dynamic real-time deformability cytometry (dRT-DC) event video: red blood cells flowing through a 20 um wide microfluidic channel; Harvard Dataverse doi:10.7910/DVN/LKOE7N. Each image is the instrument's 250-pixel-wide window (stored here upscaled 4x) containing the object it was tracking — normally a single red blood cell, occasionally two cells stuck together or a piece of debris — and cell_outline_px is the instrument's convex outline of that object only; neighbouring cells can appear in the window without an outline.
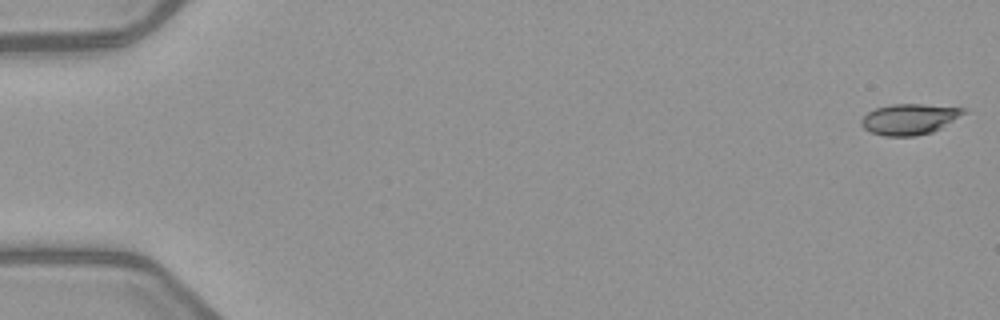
{"species": "common noctule bat (a hibernating species)", "species_latin": "Nyctalus noctula", "temperature_condition": "warm", "stored_images_in_passage": 5, "camera_frame_rate_fps": 3000, "um_per_image_px": 0.085, "animal": {"sex": "female", "body_mass_g": 21.9}, "frame": {"image": 1, "passage_image": 1, "time_ms": 0.0, "image_size_px": [1000, 320], "cell_outline_px": [[968, 112], [940, 128], [932, 132], [916, 136], [884, 136], [868, 132], [860, 124], [860, 120], [868, 112], [876, 108], [892, 104], [920, 104], [964, 108]], "centroid_in_image_um": [77.28, 10.13], "position_along_channel_um": 7.7, "area_um2": 18.38}}
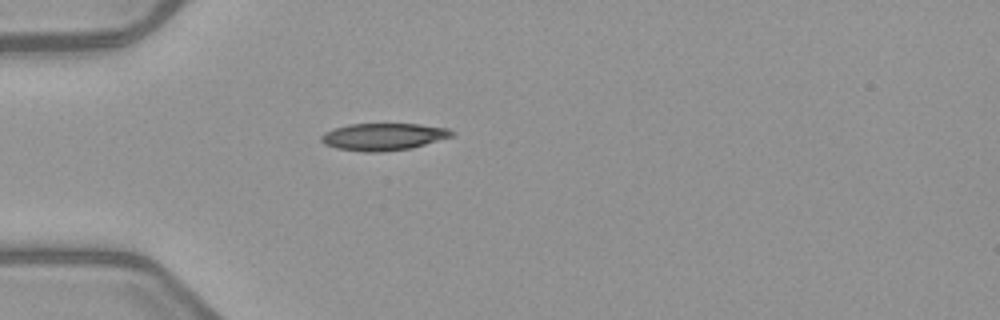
{"frame": {"image": 2, "passage_image": 5, "time_ms": 5.0, "image_size_px": [1000, 320], "cell_outline_px": [[456, 132], [452, 136], [412, 148], [380, 152], [364, 152], [336, 148], [324, 144], [320, 140], [320, 136], [324, 132], [348, 124], [420, 124], [448, 128]], "centroid_in_image_um": [32.58, 11.62], "position_along_channel_um": 52.4, "area_um2": 20.69}}